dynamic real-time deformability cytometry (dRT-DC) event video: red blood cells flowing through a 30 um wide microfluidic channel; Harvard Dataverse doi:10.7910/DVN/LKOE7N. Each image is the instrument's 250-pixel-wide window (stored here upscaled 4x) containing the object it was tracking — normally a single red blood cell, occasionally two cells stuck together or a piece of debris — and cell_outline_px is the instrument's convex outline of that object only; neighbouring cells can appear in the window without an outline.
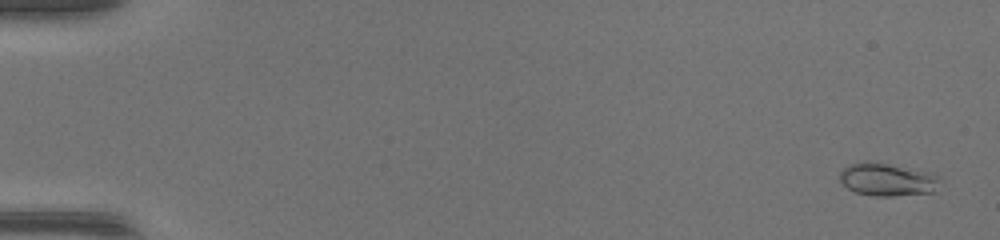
{"species": "common noctule bat (a hibernating species)", "species_latin": "Nyctalus noctula", "temperature_condition": "warm", "stored_images_in_passage": 48, "camera_frame_rate_fps": 3000, "um_per_image_px": 0.085, "animal": {"sex": "female", "body_mass_g": 17.0, "forearm_length_mm": 48.0}, "frame": {"image": 1, "passage_image": 2, "time_ms": 0.333, "image_size_px": [1000, 240], "cell_outline_px": [[940, 180], [936, 192], [892, 196], [876, 196], [856, 192], [848, 188], [840, 180], [840, 172], [848, 164], [864, 160], [876, 160], [932, 172], [940, 176]], "centroid_in_image_um": [75.46, 15.22], "position_along_channel_um": 9.5, "area_um2": 19.83}}
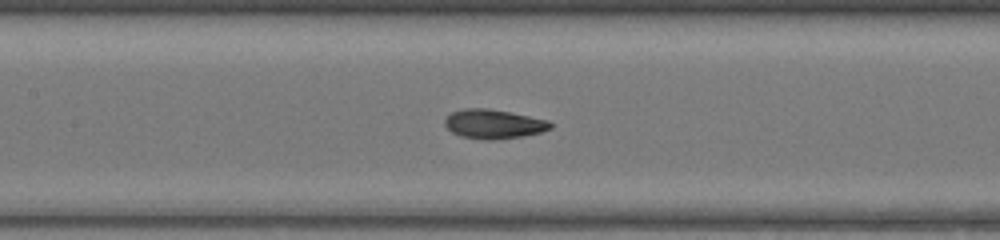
{"frame": {"image": 2, "passage_image": 24, "time_ms": 7.667, "image_size_px": [1000, 240], "cell_outline_px": [[552, 128], [540, 132], [524, 136], [492, 140], [480, 140], [460, 136], [452, 132], [444, 124], [444, 120], [452, 112], [464, 108], [484, 108], [508, 112], [548, 120], [552, 124]], "centroid_in_image_um": [41.94, 10.55], "position_along_channel_um": 165.5, "area_um2": 17.92}}
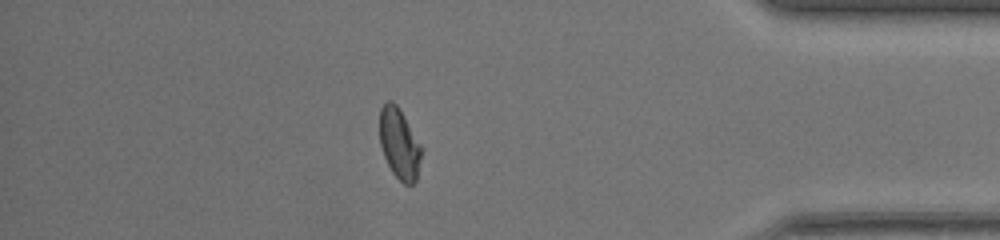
{"frame": {"image": 3, "passage_image": 42, "time_ms": 13.667, "image_size_px": [1000, 240], "cell_outline_px": [[424, 148], [416, 180], [412, 184], [404, 184], [392, 172], [384, 156], [380, 144], [380, 108], [388, 100], [392, 100], [396, 104]], "centroid_in_image_um": [33.97, 12.22], "position_along_channel_um": 401.2, "area_um2": 17.28}}